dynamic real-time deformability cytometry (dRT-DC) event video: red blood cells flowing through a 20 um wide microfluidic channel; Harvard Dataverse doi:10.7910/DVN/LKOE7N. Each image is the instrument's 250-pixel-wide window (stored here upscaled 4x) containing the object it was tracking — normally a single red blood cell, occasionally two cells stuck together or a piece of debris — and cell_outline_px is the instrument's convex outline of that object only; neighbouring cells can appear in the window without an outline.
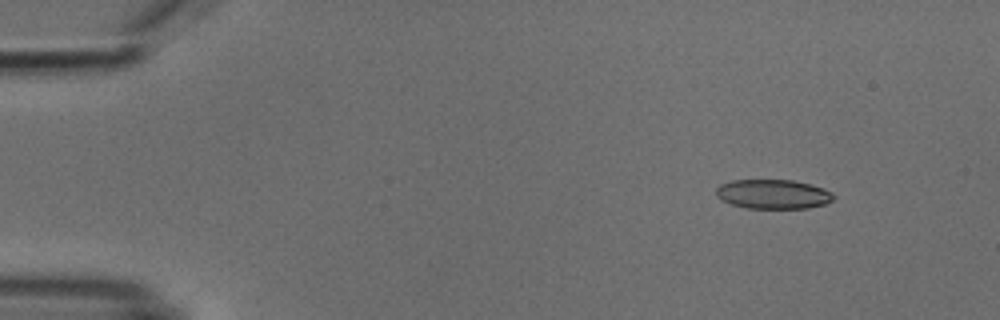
{"species": "common noctule bat (a hibernating species)", "species_latin": "Nyctalus noctula", "temperature_condition": "cold", "stored_images_in_passage": 10, "camera_frame_rate_fps": 3000, "um_per_image_px": 0.085, "animal": {"sex": "male", "body_mass_g": 18.8}, "frame": {"image": 1, "passage_image": 1, "time_ms": 0.0, "image_size_px": [1000, 320], "cell_outline_px": [[836, 196], [832, 200], [824, 204], [808, 208], [748, 208], [732, 204], [720, 200], [716, 196], [716, 188], [720, 184], [732, 180], [792, 180], [824, 188], [832, 192]], "centroid_in_image_um": [65.7, 16.5], "position_along_channel_um": 19.3, "area_um2": 20.11}}
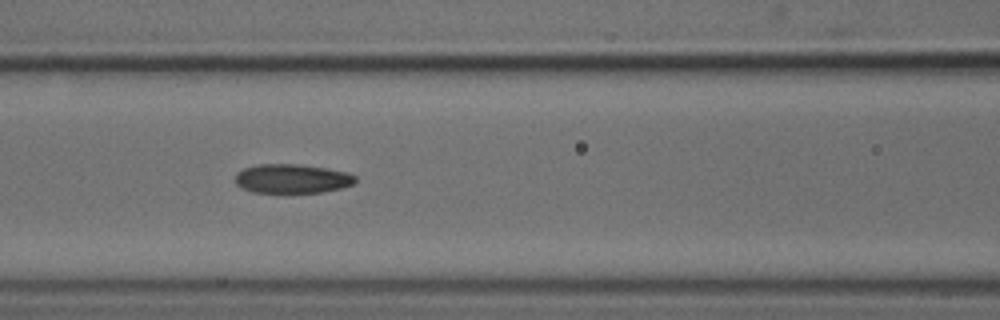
{"frame": {"image": 2, "passage_image": 6, "time_ms": 5.667, "image_size_px": [1000, 320], "cell_outline_px": [[356, 184], [324, 192], [252, 192], [240, 188], [236, 184], [236, 172], [244, 168], [256, 164], [300, 164], [328, 168], [348, 172], [356, 176]], "centroid_in_image_um": [24.84, 15.18], "position_along_channel_um": 141.8, "area_um2": 20.63}}
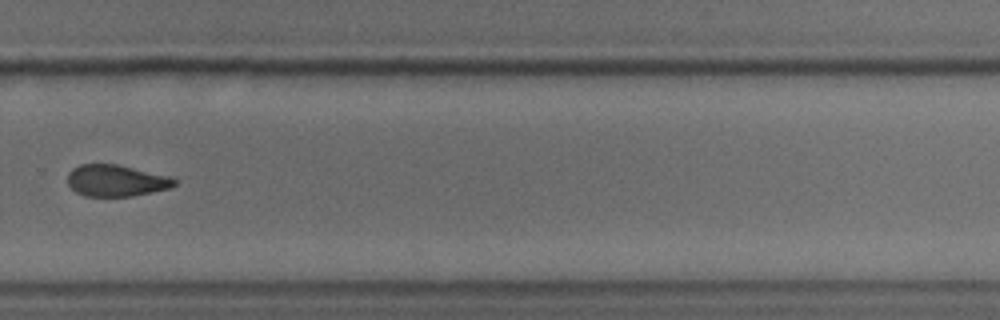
{"frame": {"image": 3, "passage_image": 10, "time_ms": 10.333, "image_size_px": [1000, 320], "cell_outline_px": [[176, 184], [172, 188], [132, 196], [84, 196], [76, 192], [68, 184], [68, 172], [72, 168], [80, 164], [116, 164], [172, 176], [176, 180]], "centroid_in_image_um": [9.89, 15.35], "position_along_channel_um": 319.9, "area_um2": 19.83}}